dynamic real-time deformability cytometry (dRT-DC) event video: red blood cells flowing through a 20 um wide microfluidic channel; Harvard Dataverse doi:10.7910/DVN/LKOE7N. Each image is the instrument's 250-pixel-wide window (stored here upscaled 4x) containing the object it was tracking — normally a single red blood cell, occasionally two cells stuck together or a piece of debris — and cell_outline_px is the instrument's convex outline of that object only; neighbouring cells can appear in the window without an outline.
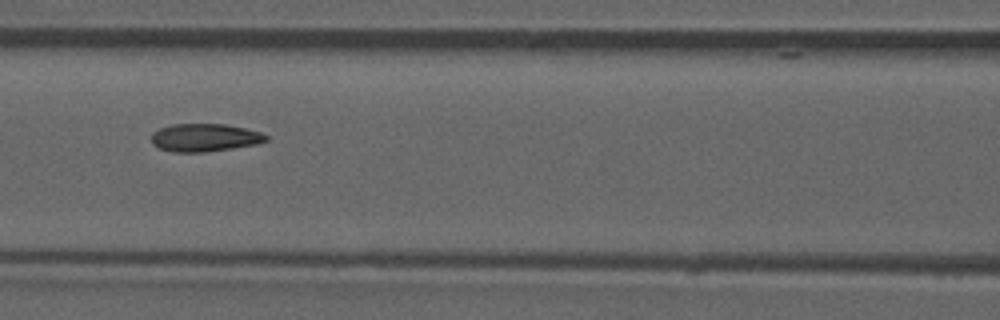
{"species": "common noctule bat (a hibernating species)", "species_latin": "Nyctalus noctula", "temperature_condition": "room temperature", "stored_images_in_passage": 52, "camera_frame_rate_fps": 3000, "um_per_image_px": 0.085, "animal": {"sex": "male", "forearm_length_mm": 52.5}, "frame": {"image": 1, "passage_image": 23, "time_ms": 7.333, "image_size_px": [1000, 320], "cell_outline_px": [[268, 140], [256, 144], [232, 148], [204, 152], [172, 152], [160, 148], [152, 144], [152, 132], [160, 128], [172, 124], [224, 124], [244, 128], [260, 132], [268, 136]], "centroid_in_image_um": [17.38, 11.69], "position_along_channel_um": 149.2, "area_um2": 18.55}, "authors_computed_cell_mechanics": {"area_um2": 18.8428, "velocity_mm_per_s": 3.9145, "shape_relaxation_time_tau1_ms": null, "shape_relaxation_time_tau2_ms": 2.0073, "deformation_change_tau1": null, "deformation_change_tau2": 0.0682}}